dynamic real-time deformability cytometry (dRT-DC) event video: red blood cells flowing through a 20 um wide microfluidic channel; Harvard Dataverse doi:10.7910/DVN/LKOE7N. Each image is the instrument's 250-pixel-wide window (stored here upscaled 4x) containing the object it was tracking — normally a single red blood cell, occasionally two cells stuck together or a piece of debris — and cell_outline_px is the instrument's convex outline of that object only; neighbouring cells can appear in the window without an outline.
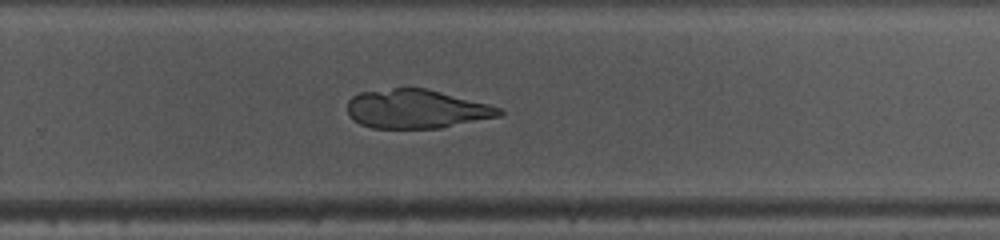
{"species": "common noctule bat (a hibernating species)", "species_latin": "Nyctalus noctula", "temperature_condition": "warm", "stored_images_in_passage": 40, "camera_frame_rate_fps": 3000, "um_per_image_px": 0.085, "animal": {"sex": "female", "body_mass_g": 10.0, "forearm_length_mm": 53.1}, "frame": {"image": 1, "passage_image": 23, "time_ms": 7.333, "image_size_px": [1000, 240], "cell_outline_px": [[504, 112], [500, 116], [440, 128], [372, 128], [360, 124], [348, 112], [348, 100], [352, 96], [360, 92], [392, 88], [424, 88], [488, 104], [500, 108]], "centroid_in_image_um": [35.39, 9.26], "position_along_channel_um": 294.4, "area_um2": 34.04}}